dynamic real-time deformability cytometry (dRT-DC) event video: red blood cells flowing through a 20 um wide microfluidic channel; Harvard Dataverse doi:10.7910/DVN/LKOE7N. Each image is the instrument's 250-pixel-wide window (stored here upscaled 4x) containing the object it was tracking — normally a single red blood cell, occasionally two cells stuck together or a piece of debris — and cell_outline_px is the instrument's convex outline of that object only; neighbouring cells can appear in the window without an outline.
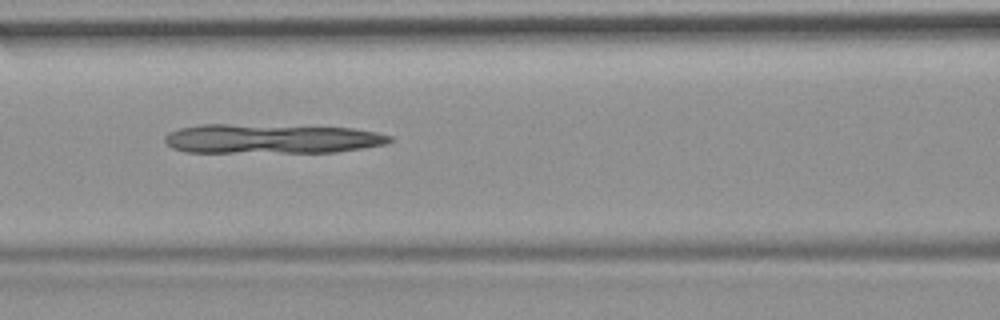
{"species": "common noctule bat (a hibernating species)", "species_latin": "Nyctalus noctula", "temperature_condition": "room temperature", "stored_images_in_passage": 53, "camera_frame_rate_fps": 3000, "um_per_image_px": 0.085, "animal": {"sex": "female", "body_mass_g": 19.9}, "frame": {"image": 1, "passage_image": 23, "time_ms": 7.333, "image_size_px": [1000, 320], "cell_outline_px": [[392, 140], [388, 144], [364, 148], [336, 152], [184, 152], [172, 148], [164, 140], [164, 136], [168, 132], [180, 128], [200, 124], [228, 124], [352, 128], [376, 132], [392, 136]], "centroid_in_image_um": [23.06, 11.8], "position_along_channel_um": 143.5, "area_um2": 38.67}}